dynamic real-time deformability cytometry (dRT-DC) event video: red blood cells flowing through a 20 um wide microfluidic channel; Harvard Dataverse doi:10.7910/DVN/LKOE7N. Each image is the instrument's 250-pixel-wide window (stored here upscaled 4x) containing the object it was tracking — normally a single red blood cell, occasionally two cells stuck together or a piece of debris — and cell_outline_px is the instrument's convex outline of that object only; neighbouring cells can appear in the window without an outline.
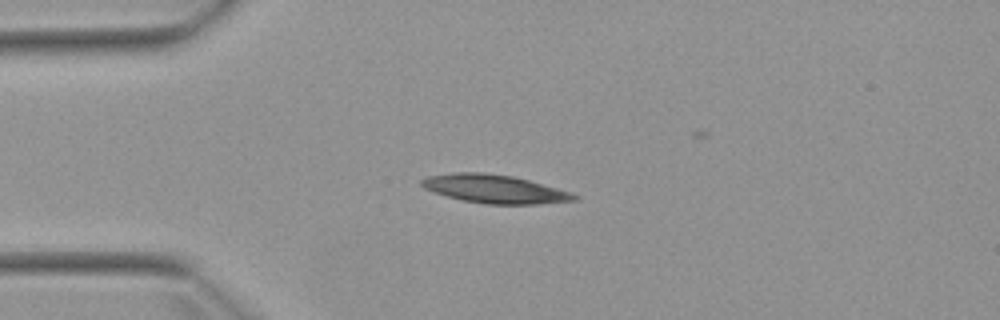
{"species": "Egyptian fruit bat (a non-hibernating species)", "species_latin": "Rousettus aegyptiacus", "temperature_condition": "warm", "stored_images_in_passage": 7, "camera_frame_rate_fps": 3000, "um_per_image_px": 0.085, "animal": {"sex": "female"}, "frame": {"image": 1, "passage_image": 2, "time_ms": 2.0, "image_size_px": [1000, 320], "cell_outline_px": [[580, 196], [576, 200], [536, 204], [488, 204], [464, 200], [448, 196], [424, 188], [420, 184], [420, 180], [428, 176], [456, 172], [484, 172], [512, 176], [528, 180], [572, 192]], "centroid_in_image_um": [42.06, 16.05], "position_along_channel_um": 42.9, "area_um2": 25.03}}
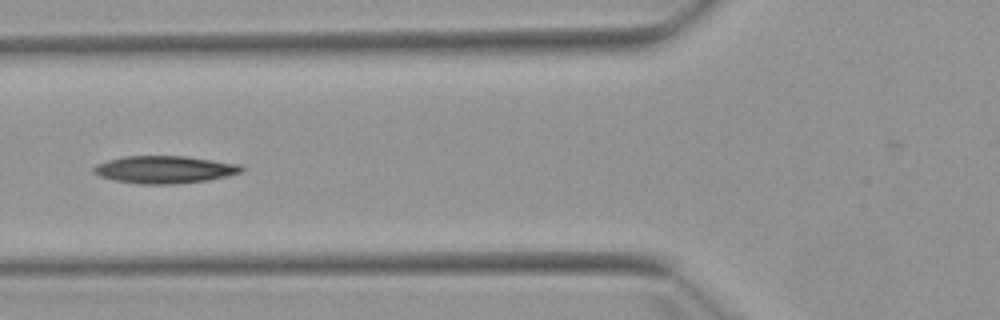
{"frame": {"image": 2, "passage_image": 4, "time_ms": 4.333, "image_size_px": [1000, 320], "cell_outline_px": [[244, 168], [240, 172], [208, 180], [172, 184], [140, 184], [112, 180], [100, 176], [92, 172], [92, 168], [96, 164], [108, 160], [124, 156], [188, 156], [240, 164]], "centroid_in_image_um": [13.94, 14.41], "position_along_channel_um": 111.9, "area_um2": 23.64}}
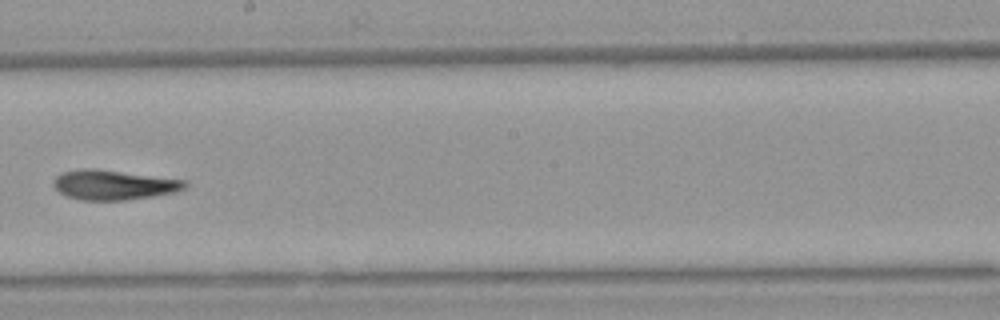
{"frame": {"image": 3, "passage_image": 7, "time_ms": 7.667, "image_size_px": [1000, 320], "cell_outline_px": [[188, 184], [184, 188], [176, 192], [152, 196], [124, 200], [80, 200], [68, 196], [60, 192], [52, 184], [52, 180], [56, 176], [64, 172], [80, 168], [96, 168], [184, 180]], "centroid_in_image_um": [9.63, 15.7], "position_along_channel_um": 238.6, "area_um2": 22.72}}